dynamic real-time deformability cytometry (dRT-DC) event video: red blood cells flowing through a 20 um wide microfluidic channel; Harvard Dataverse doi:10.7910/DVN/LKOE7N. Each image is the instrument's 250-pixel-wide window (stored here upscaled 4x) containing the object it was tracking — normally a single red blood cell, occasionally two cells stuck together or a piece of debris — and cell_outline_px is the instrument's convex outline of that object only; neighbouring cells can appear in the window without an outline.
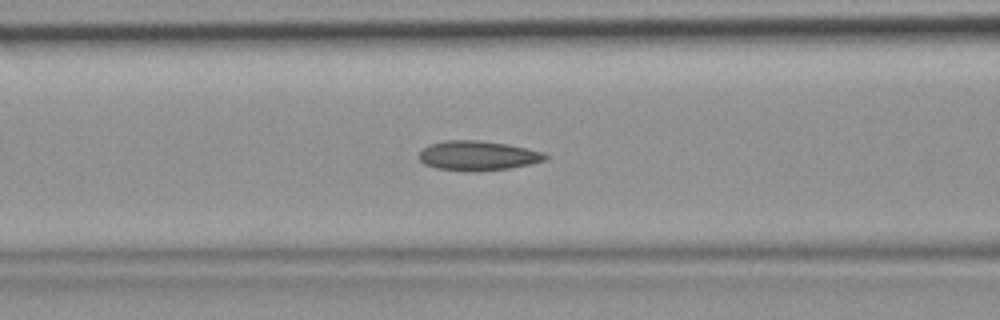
{"species": "common noctule bat (a hibernating species)", "species_latin": "Nyctalus noctula", "temperature_condition": "room temperature", "stored_images_in_passage": 47, "camera_frame_rate_fps": 3000, "um_per_image_px": 0.085, "animal": {"sex": "female", "body_mass_g": 19.9}, "frame": {"image": 1, "passage_image": 19, "time_ms": 6.0, "image_size_px": [1000, 320], "cell_outline_px": [[548, 160], [532, 164], [508, 168], [476, 172], [464, 172], [436, 168], [424, 164], [420, 160], [420, 152], [428, 144], [444, 140], [480, 140], [508, 144], [528, 148], [544, 152], [548, 156]], "centroid_in_image_um": [40.64, 13.24], "position_along_channel_um": 126.0, "area_um2": 22.2}}
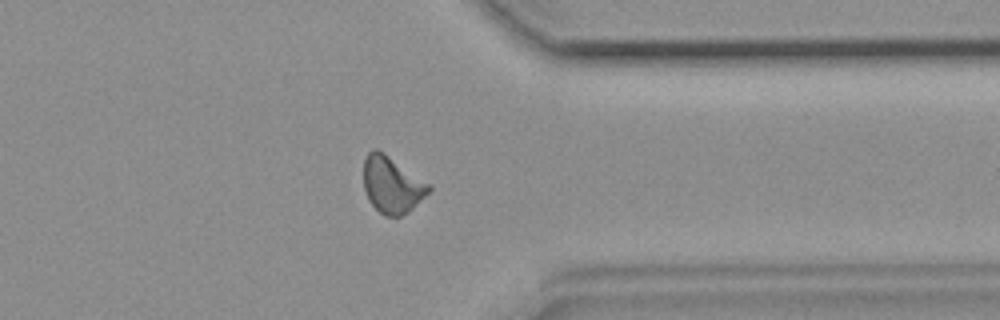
{"frame": {"image": 2, "passage_image": 37, "time_ms": 12.0, "image_size_px": [1000, 320], "cell_outline_px": [[432, 188], [408, 212], [400, 216], [384, 216], [368, 200], [364, 188], [364, 160], [368, 152], [372, 148], [376, 148], [384, 152], [432, 184]], "centroid_in_image_um": [33.32, 15.67], "position_along_channel_um": 378.1, "area_um2": 21.62}}
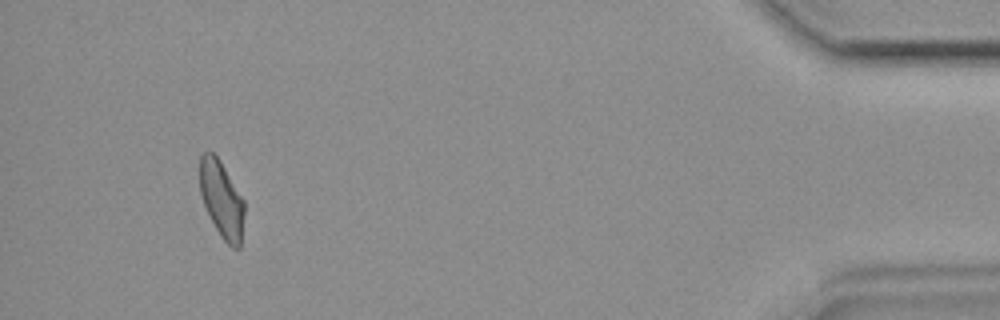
{"frame": {"image": 3, "passage_image": 44, "time_ms": 14.333, "image_size_px": [1000, 320], "cell_outline_px": [[244, 212], [240, 248], [232, 248], [220, 236], [204, 204], [200, 192], [200, 156], [204, 152], [212, 152], [220, 160], [244, 200]], "centroid_in_image_um": [18.85, 16.94], "position_along_channel_um": 416.4, "area_um2": 19.65}}